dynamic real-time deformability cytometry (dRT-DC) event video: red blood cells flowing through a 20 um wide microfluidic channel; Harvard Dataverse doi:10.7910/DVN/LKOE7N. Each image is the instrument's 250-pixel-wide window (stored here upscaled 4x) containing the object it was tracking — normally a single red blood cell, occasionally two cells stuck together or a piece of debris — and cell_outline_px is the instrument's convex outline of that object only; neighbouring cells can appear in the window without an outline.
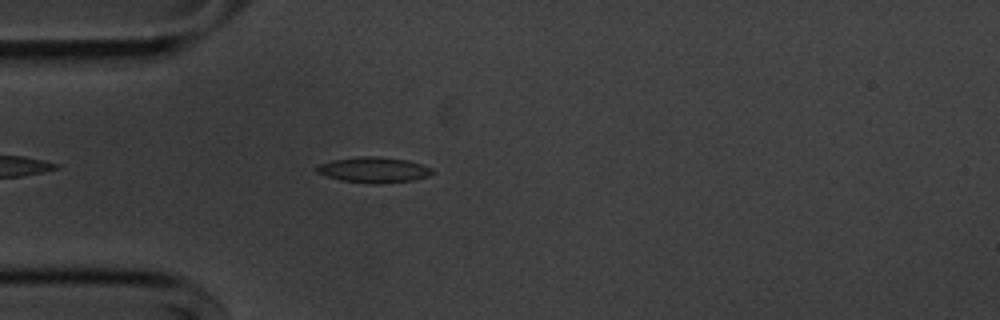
{"species": "common noctule bat (a hibernating species)", "species_latin": "Nyctalus noctula", "temperature_condition": "cold", "stored_images_in_passage": 45, "camera_frame_rate_fps": 3000, "um_per_image_px": 0.085, "animal": {"sex": "male", "body_mass_g": 20.1, "forearm_length_mm": 53.5}, "frame": {"image": 1, "passage_image": 6, "time_ms": 1.667, "image_size_px": [1000, 320], "cell_outline_px": [[436, 172], [428, 176], [412, 180], [376, 184], [372, 184], [340, 180], [324, 176], [316, 172], [316, 168], [320, 164], [332, 160], [360, 156], [376, 156], [408, 160], [432, 168]], "centroid_in_image_um": [31.76, 14.44], "position_along_channel_um": 53.2, "area_um2": 17.28}}
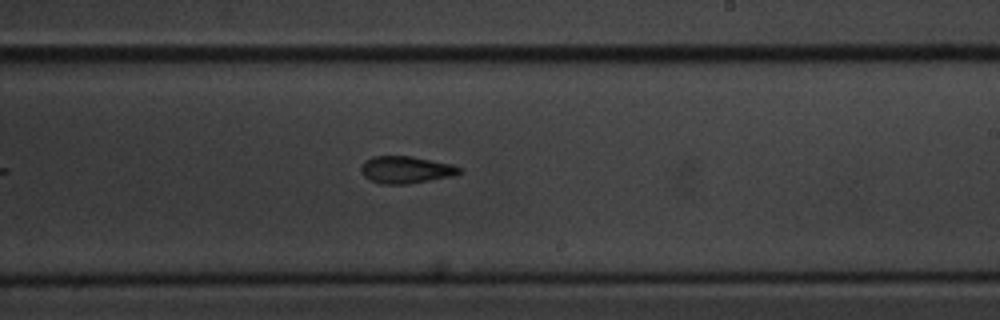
{"frame": {"image": 2, "passage_image": 23, "time_ms": 7.333, "image_size_px": [1000, 320], "cell_outline_px": [[464, 172], [452, 176], [408, 184], [380, 184], [364, 176], [360, 172], [360, 168], [364, 160], [372, 156], [412, 156], [452, 164], [460, 168]], "centroid_in_image_um": [34.49, 14.42], "position_along_channel_um": 254.5, "area_um2": 15.66}}
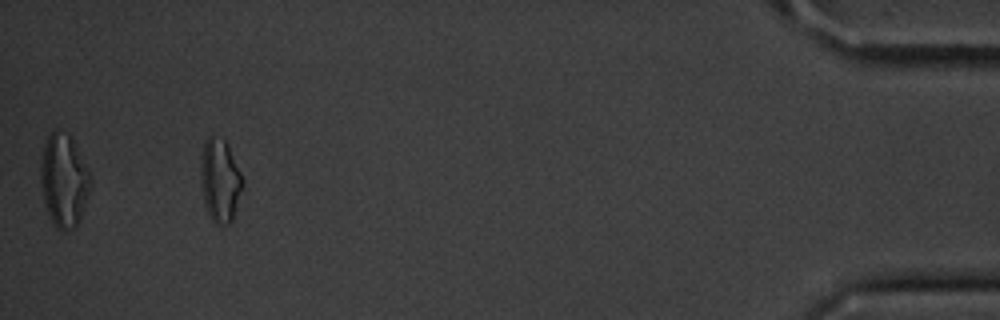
{"frame": {"image": 3, "passage_image": 42, "time_ms": 13.667, "image_size_px": [1000, 320], "cell_outline_px": [[244, 184], [232, 220], [228, 224], [216, 224], [208, 216], [204, 204], [200, 176], [200, 160], [204, 140], [208, 136], [212, 136], [224, 140], [228, 144], [240, 172]], "centroid_in_image_um": [18.68, 15.34], "position_along_channel_um": 416.5, "area_um2": 20.46}, "authors_computed_cell_mechanics": {"area_um2": 16.0106, "velocity_mm_per_s": 3.6524, "shape_relaxation_time_tau1_ms": 6.1069, "shape_relaxation_time_tau2_ms": 3.683, "deformation_change_tau1": 0.1491, "deformation_change_tau2": 0.1169}}